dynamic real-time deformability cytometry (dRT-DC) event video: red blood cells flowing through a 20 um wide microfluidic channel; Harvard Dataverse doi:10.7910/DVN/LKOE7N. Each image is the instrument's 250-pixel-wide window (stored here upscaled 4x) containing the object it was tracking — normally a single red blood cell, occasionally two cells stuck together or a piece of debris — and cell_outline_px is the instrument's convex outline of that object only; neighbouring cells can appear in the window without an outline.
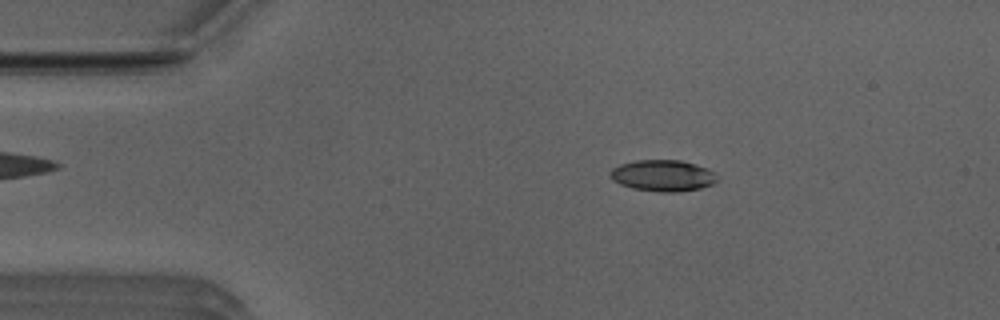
{"species": "Egyptian fruit bat (a non-hibernating species)", "species_latin": "Rousettus aegyptiacus", "temperature_condition": "room temperature", "stored_images_in_passage": 50, "camera_frame_rate_fps": 3000, "um_per_image_px": 0.085, "animal": {"sex": "male"}, "frame": {"image": 1, "passage_image": 8, "time_ms": 2.333, "image_size_px": [1000, 320], "cell_outline_px": [[716, 180], [712, 184], [700, 188], [676, 192], [660, 192], [632, 188], [620, 184], [612, 180], [608, 172], [612, 168], [620, 164], [636, 160], [680, 160], [696, 164], [712, 172], [716, 176]], "centroid_in_image_um": [56.28, 14.92], "position_along_channel_um": 28.7, "area_um2": 19.42}}
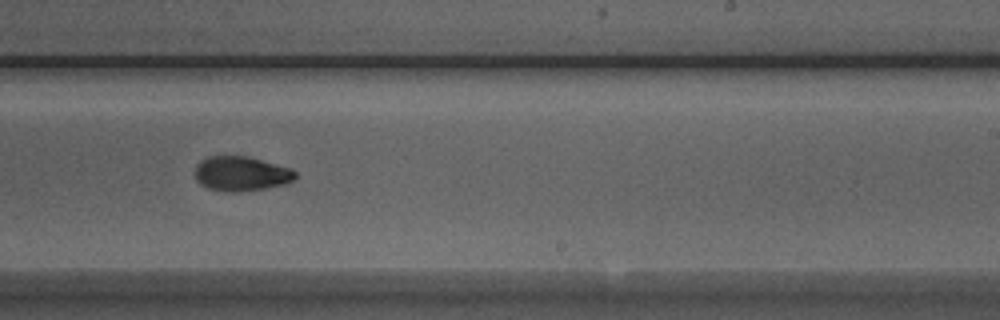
{"frame": {"image": 2, "passage_image": 30, "time_ms": 9.667, "image_size_px": [1000, 320], "cell_outline_px": [[296, 176], [288, 184], [264, 188], [236, 192], [224, 192], [208, 188], [200, 184], [196, 180], [196, 164], [200, 160], [208, 156], [248, 156], [292, 168], [296, 172]], "centroid_in_image_um": [20.5, 14.76], "position_along_channel_um": 268.5, "area_um2": 20.4}}
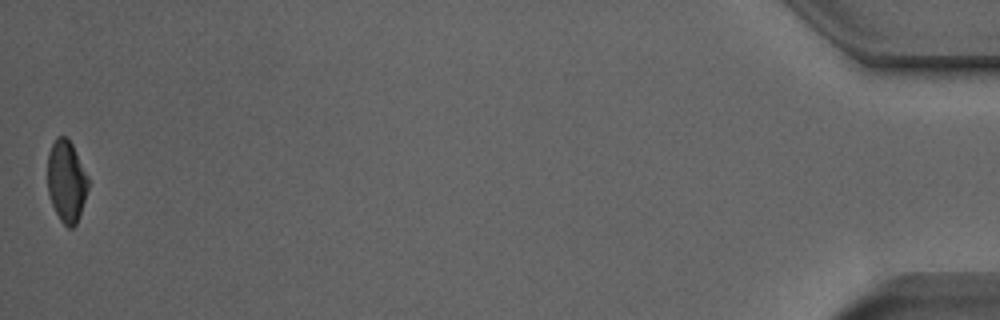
{"frame": {"image": 3, "passage_image": 50, "time_ms": 16.333, "image_size_px": [1000, 320], "cell_outline_px": [[88, 188], [76, 224], [72, 228], [68, 228], [60, 220], [52, 204], [48, 192], [48, 152], [56, 136], [64, 136], [72, 144], [88, 176]], "centroid_in_image_um": [5.64, 15.39], "position_along_channel_um": 429.6, "area_um2": 19.13}, "authors_computed_cell_mechanics": {"area_um2": 20.0277, "velocity_mm_per_s": 3.9687, "shape_relaxation_time_tau1_ms": 3.7714, "shape_relaxation_time_tau2_ms": 6.0737, "deformation_change_tau1": 0.1431, "deformation_change_tau2": 0.0982}}